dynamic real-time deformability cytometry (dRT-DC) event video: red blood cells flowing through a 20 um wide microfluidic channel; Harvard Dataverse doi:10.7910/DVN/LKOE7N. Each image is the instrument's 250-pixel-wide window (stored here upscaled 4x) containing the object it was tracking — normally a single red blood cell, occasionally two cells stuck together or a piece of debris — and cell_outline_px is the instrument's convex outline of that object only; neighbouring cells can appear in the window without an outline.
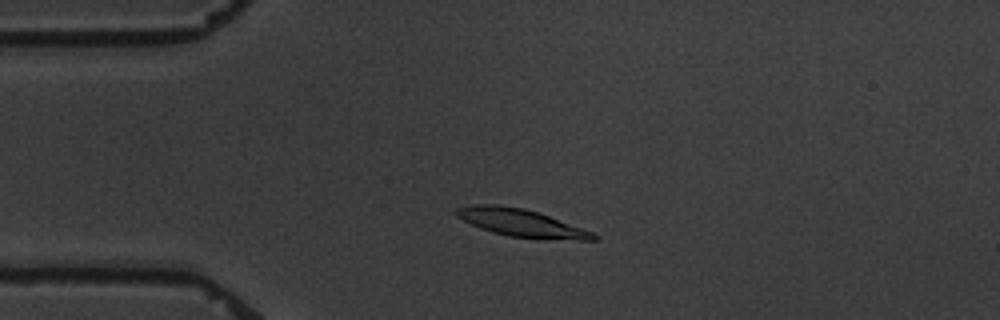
{"species": "common noctule bat (a hibernating species)", "species_latin": "Nyctalus noctula", "temperature_condition": "warm", "stored_images_in_passage": 5, "camera_frame_rate_fps": 3000, "um_per_image_px": 0.085, "animal": {"sex": "male", "body_mass_g": 19.5, "forearm_length_mm": 54.6}, "frame": {"image": 1, "passage_image": 3, "time_ms": 2.333, "image_size_px": [1000, 320], "cell_outline_px": [[600, 236], [596, 240], [540, 240], [508, 236], [492, 232], [480, 228], [456, 216], [456, 208], [472, 204], [496, 204], [524, 208], [548, 216], [592, 232]], "centroid_in_image_um": [44.31, 18.97], "position_along_channel_um": 40.7, "area_um2": 22.14}}
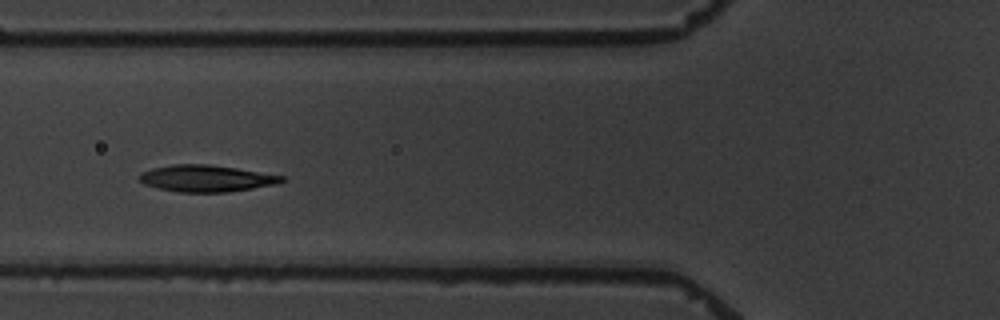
{"frame": {"image": 2, "passage_image": 5, "time_ms": 5.0, "image_size_px": [1000, 320], "cell_outline_px": [[284, 180], [276, 184], [228, 192], [180, 192], [160, 188], [144, 184], [140, 180], [140, 176], [144, 172], [152, 168], [172, 164], [208, 164], [236, 168], [284, 176]], "centroid_in_image_um": [17.54, 15.16], "position_along_channel_um": 108.3, "area_um2": 21.79}}